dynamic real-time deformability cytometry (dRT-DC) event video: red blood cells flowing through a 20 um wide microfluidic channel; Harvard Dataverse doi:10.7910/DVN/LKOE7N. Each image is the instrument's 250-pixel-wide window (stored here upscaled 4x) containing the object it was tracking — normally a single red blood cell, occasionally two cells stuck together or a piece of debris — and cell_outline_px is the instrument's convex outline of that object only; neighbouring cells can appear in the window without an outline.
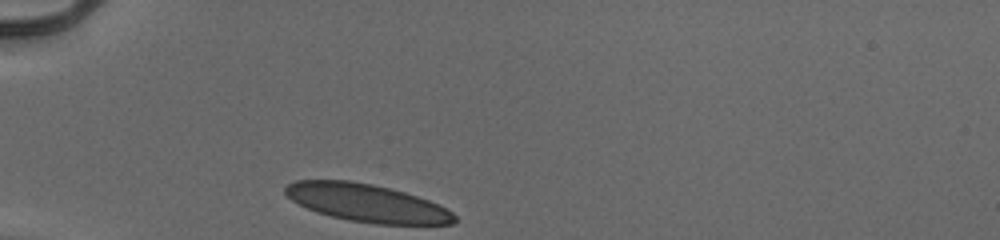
{"species": "human", "species_latin": "Homo sapiens", "temperature_condition": "cold", "stored_images_in_passage": 29, "camera_frame_rate_fps": 3000, "um_per_image_px": 0.085, "donor": {"sex": "male"}, "frame": {"image": 1, "passage_image": 1, "time_ms": 0.0, "image_size_px": [1000, 240], "cell_outline_px": [[456, 220], [452, 224], [376, 224], [348, 220], [316, 212], [292, 200], [284, 192], [284, 188], [288, 184], [296, 180], [348, 180], [372, 184], [404, 192], [428, 200], [452, 212], [456, 216]], "centroid_in_image_um": [31.16, 17.25], "position_along_channel_um": 53.8, "area_um2": 36.88}}
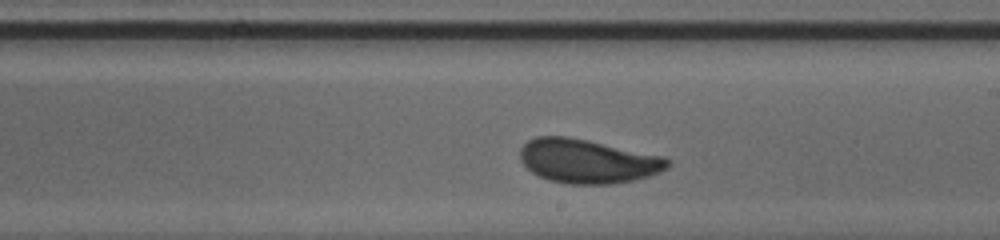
{"frame": {"image": 2, "passage_image": 17, "time_ms": 5.333, "image_size_px": [1000, 240], "cell_outline_px": [[672, 160], [668, 168], [660, 172], [648, 176], [632, 180], [612, 184], [568, 184], [548, 180], [532, 172], [520, 160], [520, 148], [528, 140], [536, 136], [568, 136], [588, 140], [664, 156]], "centroid_in_image_um": [49.96, 13.69], "position_along_channel_um": 239.0, "area_um2": 37.97}}
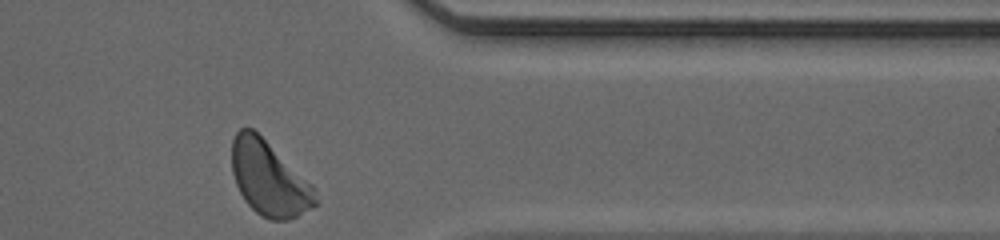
{"frame": {"image": 3, "passage_image": 29, "time_ms": 9.333, "image_size_px": [1000, 240], "cell_outline_px": [[316, 204], [312, 208], [288, 220], [268, 220], [260, 216], [244, 200], [236, 184], [232, 172], [232, 140], [236, 132], [240, 128], [252, 128], [312, 184], [316, 188]], "centroid_in_image_um": [22.86, 15.2], "position_along_channel_um": 388.5, "area_um2": 35.95}, "authors_computed_cell_mechanics": {"area_um2": 36.992, "velocity_mm_per_s": 3.9206, "shape_relaxation_time_tau1_ms": 4.4002, "shape_relaxation_time_tau2_ms": null, "deformation_change_tau1": 0.1633, "deformation_change_tau2": null}}